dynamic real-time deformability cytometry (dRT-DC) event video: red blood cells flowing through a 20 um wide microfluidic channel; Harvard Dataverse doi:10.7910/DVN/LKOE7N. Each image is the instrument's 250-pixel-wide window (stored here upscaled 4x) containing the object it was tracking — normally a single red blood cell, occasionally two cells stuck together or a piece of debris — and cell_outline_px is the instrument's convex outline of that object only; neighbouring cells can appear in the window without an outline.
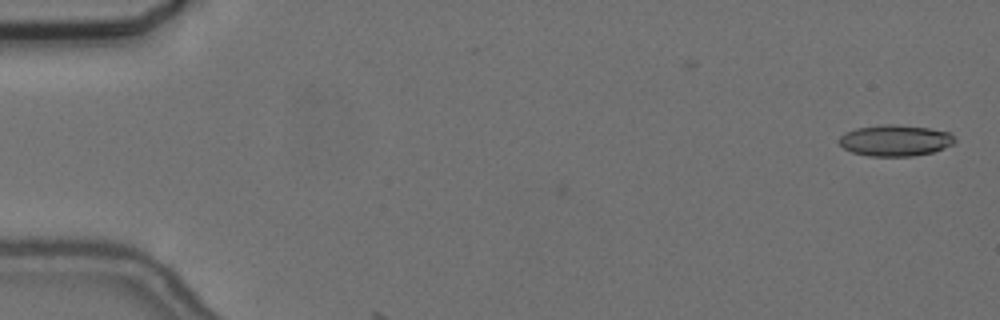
{"species": "common noctule bat (a hibernating species)", "species_latin": "Nyctalus noctula", "temperature_condition": "cold", "stored_images_in_passage": 3, "camera_frame_rate_fps": 3000, "um_per_image_px": 0.085, "animal": {"sex": "female", "body_mass_g": 24.6, "forearm_length_mm": 56.2}, "frame": {"image": 1, "passage_image": 1, "time_ms": 0.0, "image_size_px": [1000, 320], "cell_outline_px": [[956, 140], [952, 144], [944, 148], [932, 152], [912, 156], [868, 156], [852, 152], [844, 148], [836, 140], [844, 132], [856, 128], [880, 124], [892, 124], [928, 128], [948, 132]], "centroid_in_image_um": [76.03, 11.93], "position_along_channel_um": 9.0, "area_um2": 21.04}}